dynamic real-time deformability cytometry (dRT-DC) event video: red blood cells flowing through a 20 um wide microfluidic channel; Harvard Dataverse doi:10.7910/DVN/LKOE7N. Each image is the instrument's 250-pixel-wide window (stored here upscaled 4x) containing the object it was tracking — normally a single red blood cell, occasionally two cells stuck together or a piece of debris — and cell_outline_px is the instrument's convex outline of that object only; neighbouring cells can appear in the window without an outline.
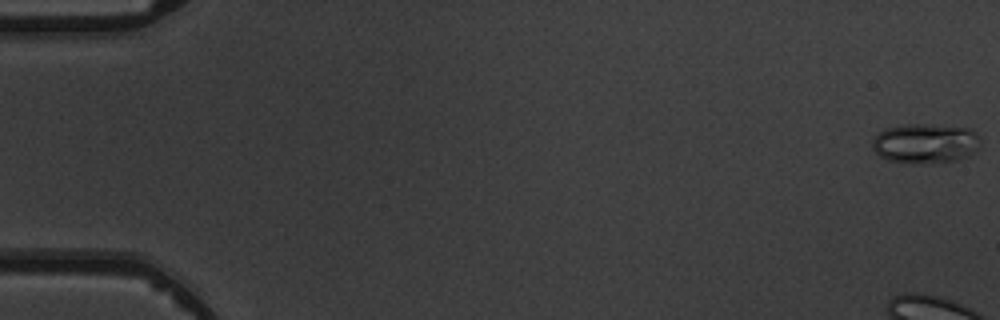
{"species": "common noctule bat (a hibernating species)", "species_latin": "Nyctalus noctula", "temperature_condition": "warm", "stored_images_in_passage": 6, "camera_frame_rate_fps": 3000, "um_per_image_px": 0.085, "animal": {"sex": "male", "body_mass_g": 19.5, "forearm_length_mm": 54.6}, "frame": {"image": 1, "passage_image": 1, "time_ms": 0.0, "image_size_px": [1000, 320], "cell_outline_px": [[980, 148], [976, 152], [968, 156], [956, 160], [888, 160], [880, 156], [872, 148], [872, 140], [884, 128], [904, 124], [924, 124], [968, 128], [980, 136]], "centroid_in_image_um": [78.68, 12.12], "position_along_channel_um": 6.3, "area_um2": 24.22}}